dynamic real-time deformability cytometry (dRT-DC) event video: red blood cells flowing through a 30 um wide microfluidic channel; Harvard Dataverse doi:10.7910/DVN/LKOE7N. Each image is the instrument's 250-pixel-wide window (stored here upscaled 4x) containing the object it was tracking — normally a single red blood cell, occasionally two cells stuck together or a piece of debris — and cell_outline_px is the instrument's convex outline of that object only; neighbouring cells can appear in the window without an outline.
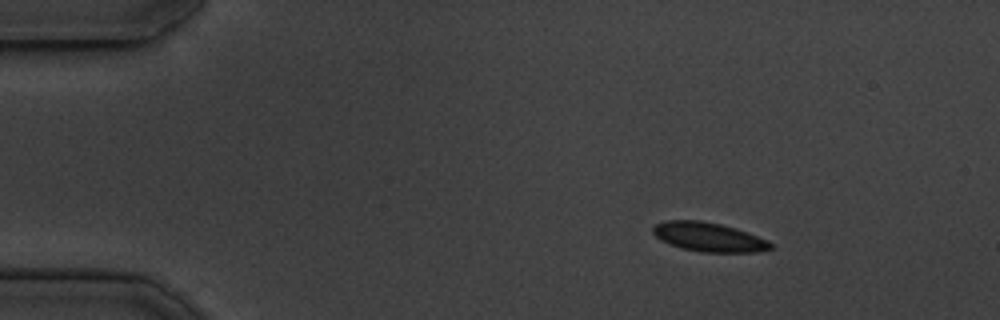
{"species": "common noctule bat (a hibernating species)", "species_latin": "Nyctalus noctula", "temperature_condition": "cold", "stored_images_in_passage": 47, "camera_frame_rate_fps": 3000, "um_per_image_px": 0.085, "animal": {"sex": "male", "body_mass_g": 19.5, "forearm_length_mm": 54.6}, "frame": {"image": 1, "passage_image": 1, "time_ms": 0.0, "image_size_px": [1000, 320], "cell_outline_px": [[776, 248], [756, 252], [700, 252], [668, 244], [660, 240], [652, 232], [652, 228], [656, 224], [664, 220], [700, 220], [720, 224], [736, 228], [768, 240]], "centroid_in_image_um": [60.25, 20.15], "position_along_channel_um": 24.8, "area_um2": 20.06}}
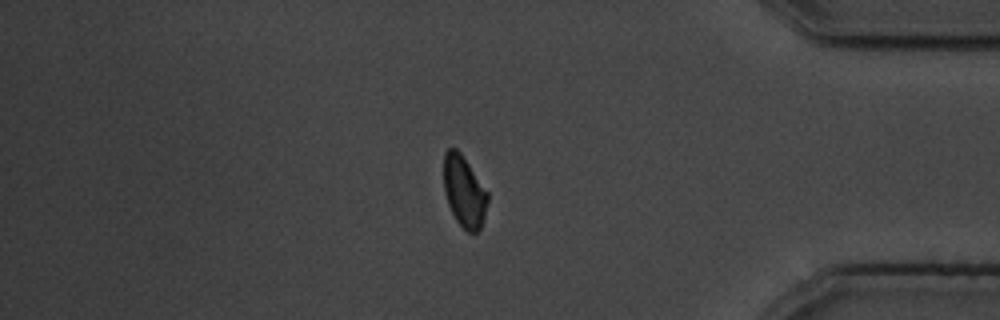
{"frame": {"image": 2, "passage_image": 39, "time_ms": 12.667, "image_size_px": [1000, 320], "cell_outline_px": [[488, 200], [484, 216], [480, 228], [476, 232], [468, 232], [456, 220], [448, 204], [444, 192], [444, 152], [448, 148], [456, 148], [460, 152], [488, 192]], "centroid_in_image_um": [39.44, 16.26], "position_along_channel_um": 395.8, "area_um2": 18.03}}
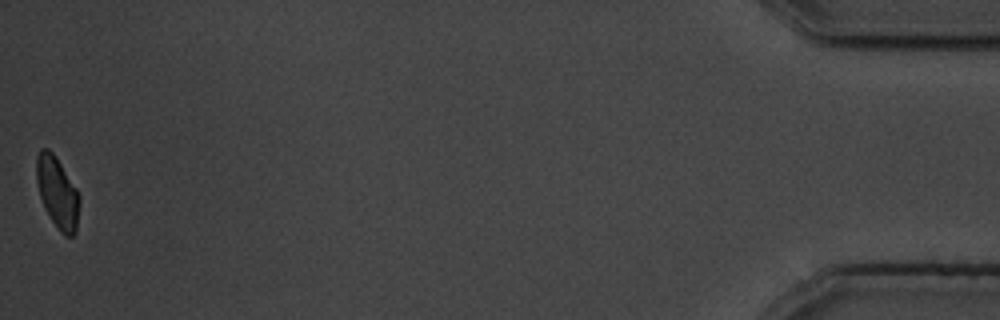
{"frame": {"image": 3, "passage_image": 47, "time_ms": 15.333, "image_size_px": [1000, 320], "cell_outline_px": [[80, 204], [76, 232], [72, 236], [64, 236], [60, 232], [44, 208], [40, 196], [36, 180], [36, 156], [40, 148], [48, 148], [56, 156], [76, 188], [80, 196]], "centroid_in_image_um": [4.88, 16.35], "position_along_channel_um": 430.3, "area_um2": 18.03}, "authors_computed_cell_mechanics": {"area_um2": 19.8254, "velocity_mm_per_s": 3.7219, "shape_relaxation_time_tau1_ms": 2.8854, "shape_relaxation_time_tau2_ms": 2.3478, "deformation_change_tau1": 0.0794, "deformation_change_tau2": 0.0655}}